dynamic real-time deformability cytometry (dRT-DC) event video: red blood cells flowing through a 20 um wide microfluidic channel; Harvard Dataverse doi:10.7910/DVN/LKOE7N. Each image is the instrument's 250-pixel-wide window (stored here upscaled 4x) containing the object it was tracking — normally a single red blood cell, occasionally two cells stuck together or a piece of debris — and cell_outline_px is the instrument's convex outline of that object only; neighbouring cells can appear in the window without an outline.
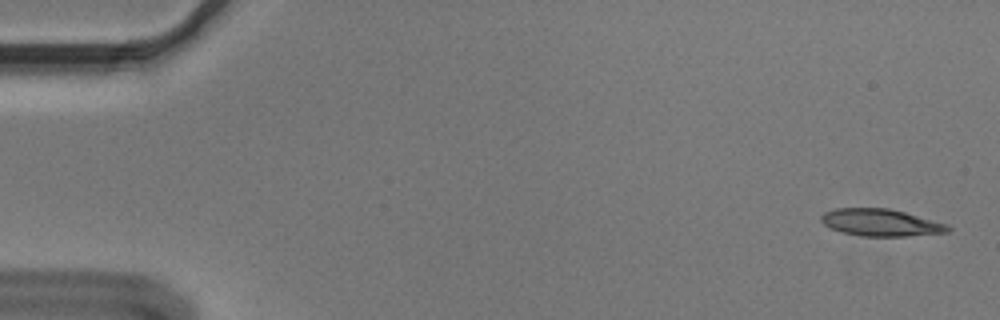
{"species": "Egyptian fruit bat (a non-hibernating species)", "species_latin": "Rousettus aegyptiacus", "temperature_condition": "cold", "stored_images_in_passage": 55, "camera_frame_rate_fps": 3000, "um_per_image_px": 0.085, "animal": {"sex": "male"}, "frame": {"image": 1, "passage_image": 2, "time_ms": 0.333, "image_size_px": [1000, 320], "cell_outline_px": [[952, 228], [948, 232], [908, 236], [860, 236], [840, 232], [824, 224], [820, 220], [820, 216], [824, 212], [836, 208], [888, 208], [904, 212], [948, 224]], "centroid_in_image_um": [74.86, 18.92], "position_along_channel_um": 10.1, "area_um2": 20.06}}
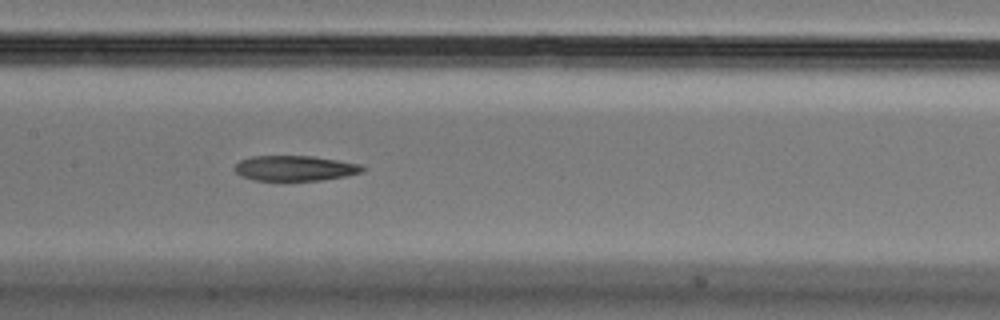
{"frame": {"image": 2, "passage_image": 27, "time_ms": 8.667, "image_size_px": [1000, 320], "cell_outline_px": [[368, 168], [364, 172], [348, 176], [320, 180], [288, 184], [252, 180], [240, 176], [232, 168], [240, 160], [252, 156], [312, 156], [360, 164]], "centroid_in_image_um": [25.05, 14.35], "position_along_channel_um": 182.4, "area_um2": 19.94}}
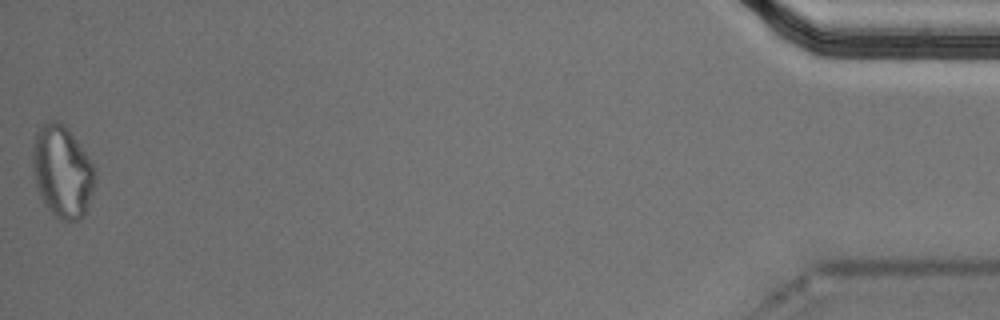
{"frame": {"image": 3, "passage_image": 55, "time_ms": 18.0, "image_size_px": [1000, 320], "cell_outline_px": [[96, 180], [84, 216], [80, 220], [60, 220], [52, 216], [44, 204], [36, 188], [32, 164], [32, 148], [36, 132], [44, 124], [52, 120], [56, 120], [64, 124], [68, 128], [92, 164], [96, 172]], "centroid_in_image_um": [5.27, 14.62], "position_along_channel_um": 429.9, "area_um2": 33.58}}